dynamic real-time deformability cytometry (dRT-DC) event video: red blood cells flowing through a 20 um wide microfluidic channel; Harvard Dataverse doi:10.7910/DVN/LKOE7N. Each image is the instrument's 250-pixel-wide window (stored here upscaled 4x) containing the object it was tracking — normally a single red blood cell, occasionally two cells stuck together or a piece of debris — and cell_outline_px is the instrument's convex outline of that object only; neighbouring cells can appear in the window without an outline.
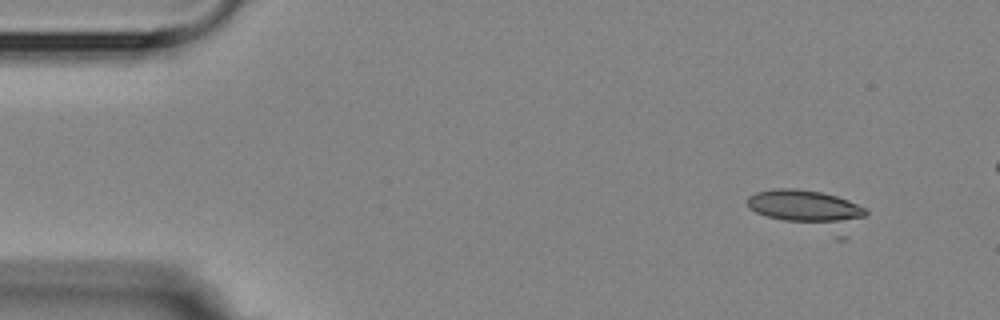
{"species": "Egyptian fruit bat (a non-hibernating species)", "species_latin": "Rousettus aegyptiacus", "temperature_condition": "room temperature", "stored_images_in_passage": 4, "camera_frame_rate_fps": 3000, "um_per_image_px": 0.085, "animal": {"sex": "female"}, "frame": {"image": 1, "passage_image": 1, "time_ms": 0.0, "image_size_px": [1000, 320], "cell_outline_px": [[868, 212], [844, 240], [836, 240], [756, 212], [748, 204], [748, 196], [756, 192], [772, 188], [796, 188], [820, 192], [836, 196], [848, 200], [864, 208]], "centroid_in_image_um": [68.8, 17.9], "position_along_channel_um": 16.2, "area_um2": 27.74}}